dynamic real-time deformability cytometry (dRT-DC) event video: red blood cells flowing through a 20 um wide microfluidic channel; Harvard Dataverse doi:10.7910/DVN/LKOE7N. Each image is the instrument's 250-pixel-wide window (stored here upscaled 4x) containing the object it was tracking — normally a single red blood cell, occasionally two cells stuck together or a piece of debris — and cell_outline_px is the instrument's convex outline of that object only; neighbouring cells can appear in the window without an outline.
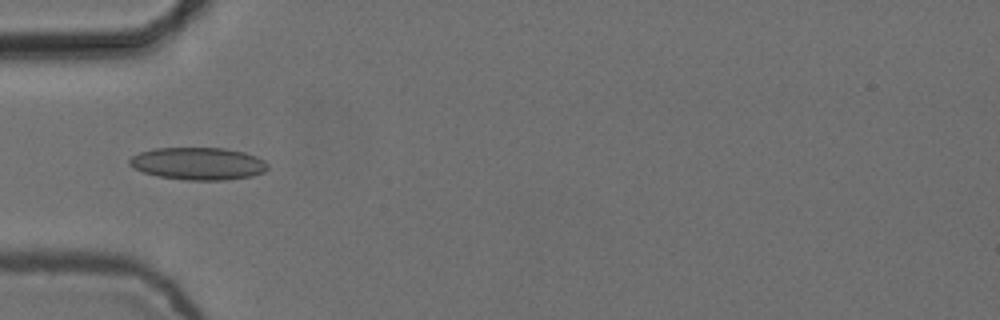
{"species": "common noctule bat (a hibernating species)", "species_latin": "Nyctalus noctula", "temperature_condition": "cold", "stored_images_in_passage": 1, "camera_frame_rate_fps": 3000, "um_per_image_px": 0.085, "animal": {"sex": "female", "body_mass_g": 24.6, "forearm_length_mm": 56.2}, "frame": {"image": 1, "passage_image": 1, "time_ms": 0.0, "image_size_px": [1000, 320], "cell_outline_px": [[268, 168], [264, 172], [252, 176], [224, 180], [184, 180], [160, 176], [144, 172], [132, 168], [128, 164], [128, 160], [132, 156], [140, 152], [156, 148], [224, 148], [244, 152], [256, 156], [264, 160], [268, 164]], "centroid_in_image_um": [16.85, 13.9], "position_along_channel_um": 68.2, "area_um2": 26.18}}